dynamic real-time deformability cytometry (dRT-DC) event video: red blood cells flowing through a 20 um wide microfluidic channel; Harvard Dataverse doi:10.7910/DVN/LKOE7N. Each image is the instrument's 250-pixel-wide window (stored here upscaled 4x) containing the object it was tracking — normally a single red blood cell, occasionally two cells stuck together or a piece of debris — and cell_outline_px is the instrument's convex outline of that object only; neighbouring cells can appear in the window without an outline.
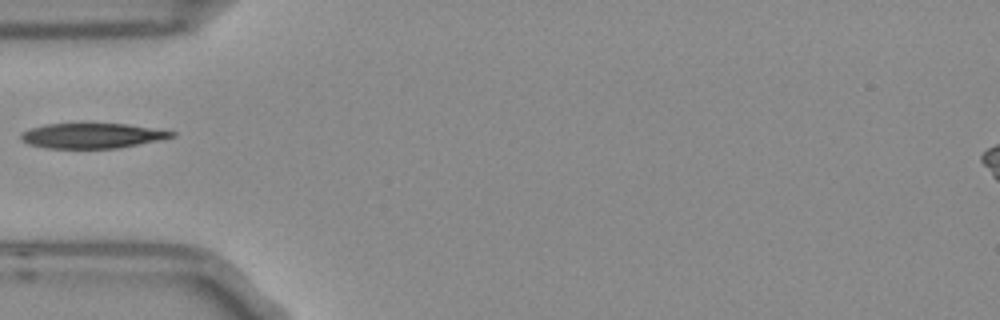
{"species": "Egyptian fruit bat (a non-hibernating species)", "species_latin": "Rousettus aegyptiacus", "temperature_condition": "room temperature", "stored_images_in_passage": 2, "camera_frame_rate_fps": 3000, "um_per_image_px": 0.085, "frame": {"image": 1, "passage_image": 1, "time_ms": 0.0, "image_size_px": [1000, 320], "cell_outline_px": [[176, 136], [160, 140], [116, 148], [44, 148], [28, 144], [20, 140], [20, 132], [44, 124], [80, 120], [84, 120], [128, 124], [176, 132]], "centroid_in_image_um": [7.76, 11.48], "position_along_channel_um": 77.2, "area_um2": 23.24}}
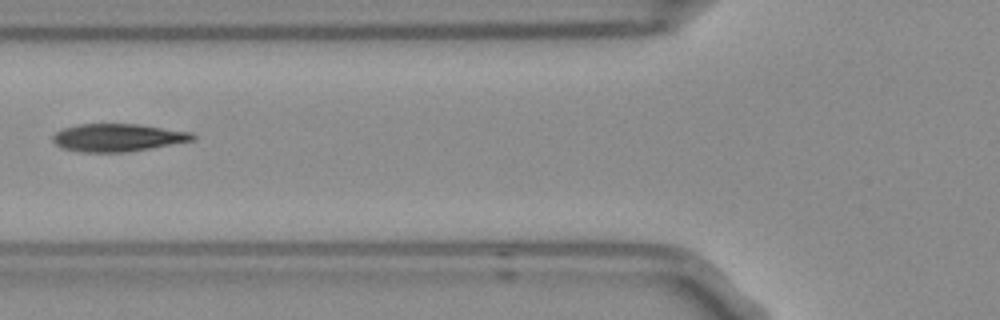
{"frame": {"image": 2, "passage_image": 2, "time_ms": 0.333, "image_size_px": [1000, 320], "cell_outline_px": [[196, 140], [152, 148], [128, 152], [80, 152], [60, 148], [52, 140], [52, 136], [56, 132], [64, 128], [76, 124], [140, 124], [192, 132], [196, 136]], "centroid_in_image_um": [10.02, 11.7], "position_along_channel_um": 115.8, "area_um2": 22.89}}